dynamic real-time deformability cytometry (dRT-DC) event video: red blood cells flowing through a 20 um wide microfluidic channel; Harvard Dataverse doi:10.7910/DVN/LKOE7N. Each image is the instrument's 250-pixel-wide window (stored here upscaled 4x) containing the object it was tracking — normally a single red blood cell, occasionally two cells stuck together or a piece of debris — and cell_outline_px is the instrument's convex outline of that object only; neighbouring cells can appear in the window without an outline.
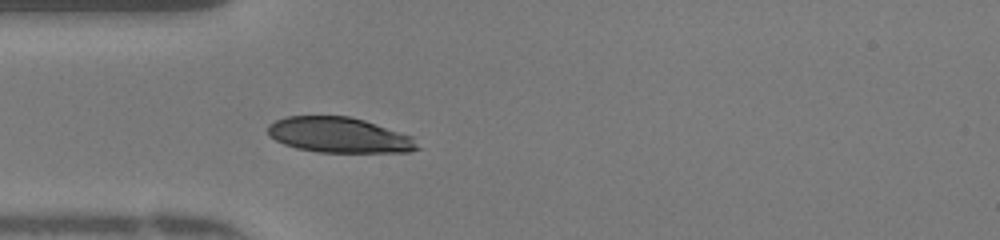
{"species": "human", "species_latin": "Homo sapiens", "temperature_condition": "warm", "stored_images_in_passage": 35, "camera_frame_rate_fps": 3000, "um_per_image_px": 0.085, "donor": {"sex": "female"}, "frame": {"image": 1, "passage_image": 1, "time_ms": 0.0, "image_size_px": [1000, 240], "cell_outline_px": [[420, 148], [408, 152], [316, 152], [296, 148], [284, 144], [268, 136], [268, 124], [276, 120], [288, 116], [348, 116], [364, 120], [412, 136]], "centroid_in_image_um": [28.8, 11.48], "position_along_channel_um": 56.2, "area_um2": 30.75}}
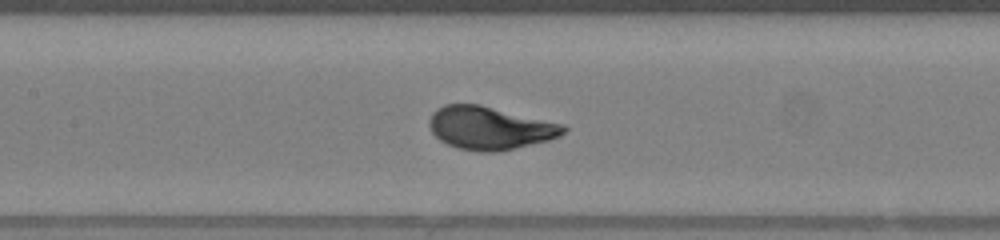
{"frame": {"image": 2, "passage_image": 9, "time_ms": 2.667, "image_size_px": [1000, 240], "cell_outline_px": [[568, 128], [560, 136], [548, 140], [500, 152], [480, 152], [460, 148], [448, 144], [440, 140], [432, 132], [428, 124], [428, 120], [432, 112], [436, 108], [444, 104], [480, 104], [564, 124]], "centroid_in_image_um": [41.63, 10.87], "position_along_channel_um": 165.8, "area_um2": 33.76}}
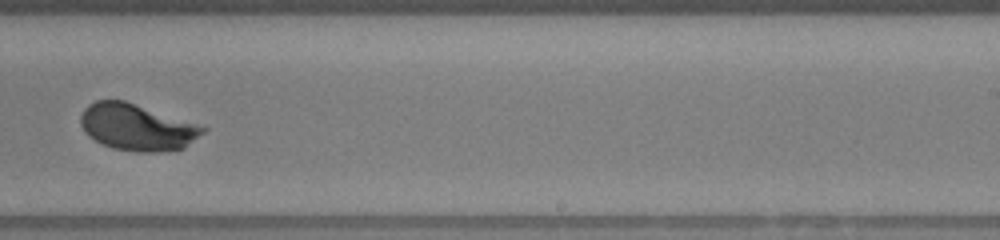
{"frame": {"image": 3, "passage_image": 17, "time_ms": 5.333, "image_size_px": [1000, 240], "cell_outline_px": [[208, 128], [204, 132], [184, 148], [160, 152], [136, 152], [112, 148], [88, 136], [84, 132], [80, 124], [80, 116], [84, 108], [88, 104], [96, 100], [124, 100]], "centroid_in_image_um": [11.6, 10.82], "position_along_channel_um": 277.4, "area_um2": 32.95}, "authors_computed_cell_mechanics": {"area_um2": 33.235, "velocity_mm_per_s": 4.2031, "shape_relaxation_time_tau1_ms": 2.4581, "shape_relaxation_time_tau2_ms": null, "deformation_change_tau1": 0.17, "deformation_change_tau2": null}}